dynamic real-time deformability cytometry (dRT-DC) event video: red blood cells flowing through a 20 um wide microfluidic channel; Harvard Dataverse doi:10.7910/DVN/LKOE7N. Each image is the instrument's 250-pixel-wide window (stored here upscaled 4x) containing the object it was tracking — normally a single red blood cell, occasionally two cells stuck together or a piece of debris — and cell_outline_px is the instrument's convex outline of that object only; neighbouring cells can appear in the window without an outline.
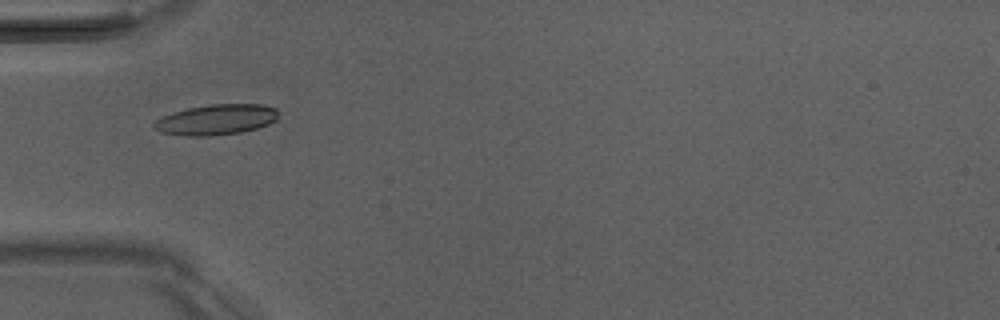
{"species": "Egyptian fruit bat (a non-hibernating species)", "species_latin": "Rousettus aegyptiacus", "temperature_condition": "room temperature", "stored_images_in_passage": 42, "camera_frame_rate_fps": 3000, "um_per_image_px": 0.085, "animal": {"sex": "male"}, "frame": {"image": 1, "passage_image": 8, "time_ms": 2.333, "image_size_px": [1000, 320], "cell_outline_px": [[276, 120], [268, 124], [256, 128], [240, 132], [208, 136], [184, 136], [160, 132], [152, 128], [152, 124], [156, 120], [172, 112], [188, 108], [212, 104], [260, 104], [276, 108]], "centroid_in_image_um": [18.33, 10.17], "position_along_channel_um": 66.7, "area_um2": 21.96}}
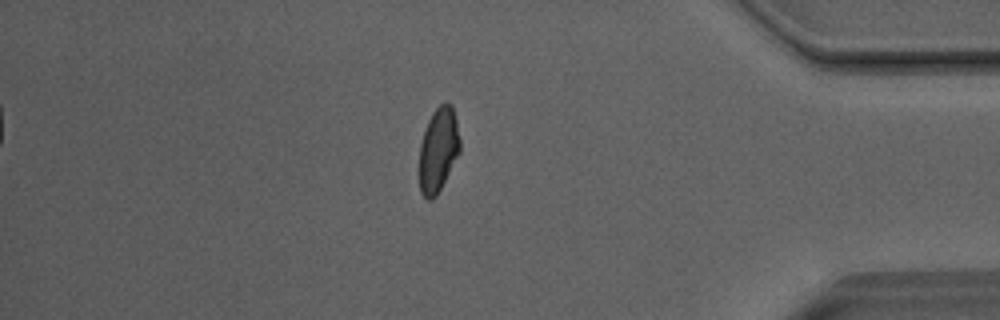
{"frame": {"image": 2, "passage_image": 35, "time_ms": 11.333, "image_size_px": [1000, 320], "cell_outline_px": [[460, 152], [436, 196], [432, 200], [428, 200], [420, 192], [420, 144], [428, 120], [432, 112], [444, 100], [452, 104], [456, 120], [460, 140]], "centroid_in_image_um": [37.27, 12.7], "position_along_channel_um": 397.9, "area_um2": 19.94}}
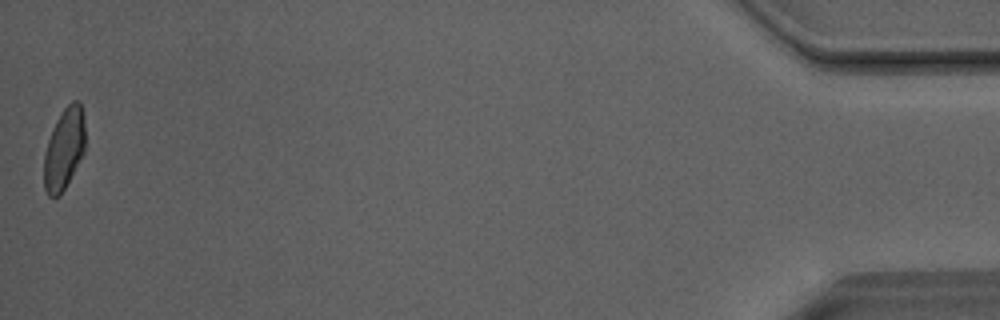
{"frame": {"image": 3, "passage_image": 42, "time_ms": 13.667, "image_size_px": [1000, 320], "cell_outline_px": [[84, 152], [60, 196], [48, 196], [44, 188], [44, 156], [48, 140], [52, 128], [56, 120], [64, 108], [72, 100], [76, 100], [80, 104], [84, 112]], "centroid_in_image_um": [5.44, 12.63], "position_along_channel_um": 429.8, "area_um2": 19.42}, "authors_computed_cell_mechanics": {"area_um2": 20.3456, "velocity_mm_per_s": 4.0563, "shape_relaxation_time_tau1_ms": 4.9532, "shape_relaxation_time_tau2_ms": 1.6899, "deformation_change_tau1": 0.1597, "deformation_change_tau2": 0.047}}